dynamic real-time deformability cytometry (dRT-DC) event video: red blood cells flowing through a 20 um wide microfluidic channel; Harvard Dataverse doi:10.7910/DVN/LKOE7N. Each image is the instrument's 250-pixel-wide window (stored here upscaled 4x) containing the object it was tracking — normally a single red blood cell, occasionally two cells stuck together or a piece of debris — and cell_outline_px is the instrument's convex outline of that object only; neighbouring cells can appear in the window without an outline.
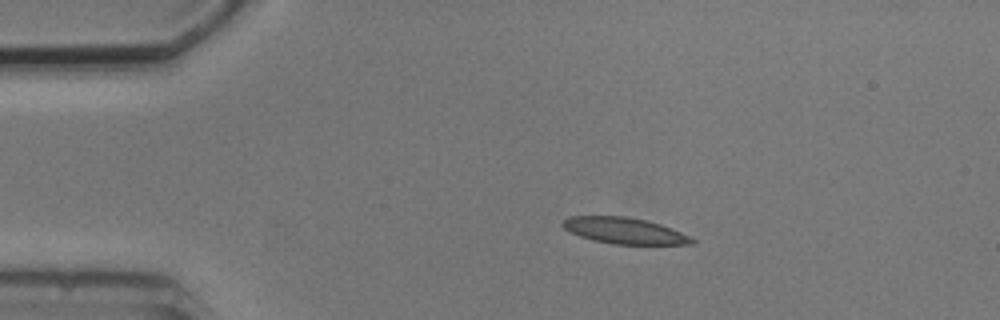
{"species": "common noctule bat (a hibernating species)", "species_latin": "Nyctalus noctula", "temperature_condition": "cold", "stored_images_in_passage": 5, "camera_frame_rate_fps": 3000, "um_per_image_px": 0.085, "animal": {"sex": "male", "body_mass_g": 20.5, "forearm_length_mm": 52.5}, "frame": {"image": 1, "passage_image": 1, "time_ms": 0.0, "image_size_px": [1000, 320], "cell_outline_px": [[696, 244], [612, 244], [592, 240], [580, 236], [564, 228], [560, 224], [568, 216], [624, 216], [644, 220], [660, 224], [680, 232], [696, 240]], "centroid_in_image_um": [53.05, 19.61], "position_along_channel_um": 31.9, "area_um2": 19.54}}
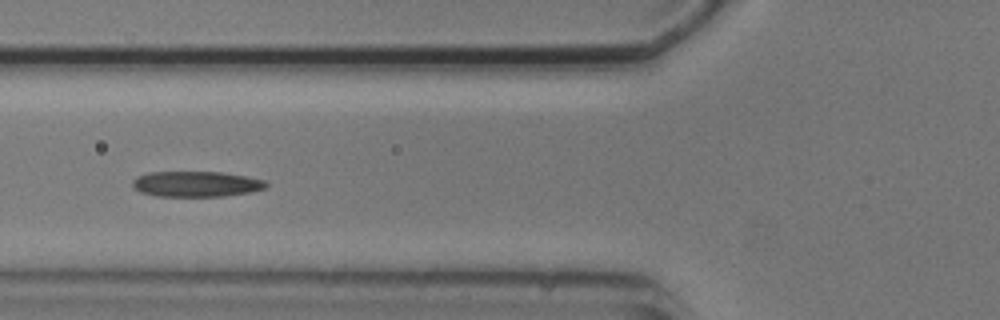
{"frame": {"image": 2, "passage_image": 4, "time_ms": 3.333, "image_size_px": [1000, 320], "cell_outline_px": [[268, 188], [252, 192], [224, 196], [156, 196], [140, 192], [132, 188], [132, 180], [136, 176], [148, 172], [224, 172], [248, 176], [264, 180], [268, 184]], "centroid_in_image_um": [16.68, 15.64], "position_along_channel_um": 109.1, "area_um2": 20.23}}
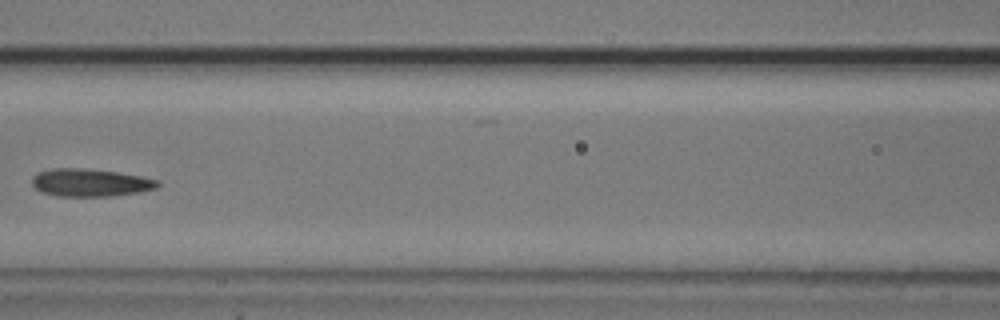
{"frame": {"image": 3, "passage_image": 5, "time_ms": 4.667, "image_size_px": [1000, 320], "cell_outline_px": [[160, 184], [156, 188], [140, 192], [108, 196], [56, 196], [40, 192], [32, 184], [32, 176], [36, 172], [52, 168], [84, 168], [116, 172], [140, 176], [160, 180]], "centroid_in_image_um": [7.64, 15.52], "position_along_channel_um": 159.0, "area_um2": 20.4}}